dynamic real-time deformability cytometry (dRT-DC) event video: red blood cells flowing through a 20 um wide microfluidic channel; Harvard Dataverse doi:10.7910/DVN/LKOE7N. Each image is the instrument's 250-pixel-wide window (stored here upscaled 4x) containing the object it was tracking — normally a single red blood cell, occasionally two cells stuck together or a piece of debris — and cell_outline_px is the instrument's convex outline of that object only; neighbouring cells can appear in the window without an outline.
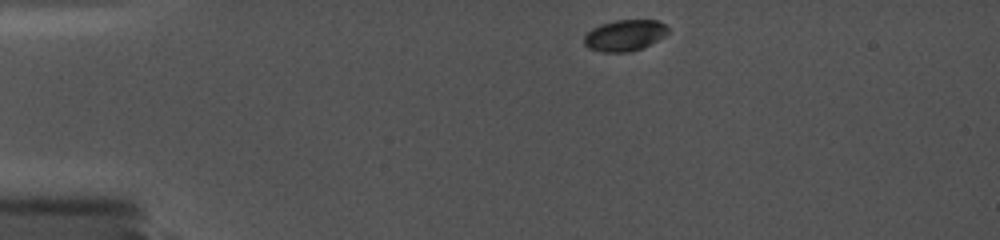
{"species": "common noctule bat (a hibernating species)", "species_latin": "Nyctalus noctula", "temperature_condition": "cold", "stored_images_in_passage": 37, "camera_frame_rate_fps": 5000, "um_per_image_px": 0.085, "animal": {"sex": "female", "body_mass_g": 19.0, "forearm_length_mm": 56.7}, "frame": {"image": 1, "passage_image": 1, "time_ms": 0.0, "image_size_px": [1000, 240], "cell_outline_px": [[668, 32], [656, 40], [640, 48], [628, 52], [604, 52], [592, 48], [584, 44], [584, 36], [592, 28], [600, 24], [616, 20], [656, 20], [664, 24], [668, 28]], "centroid_in_image_um": [53.07, 2.99], "position_along_channel_um": 31.9, "area_um2": 14.85}}
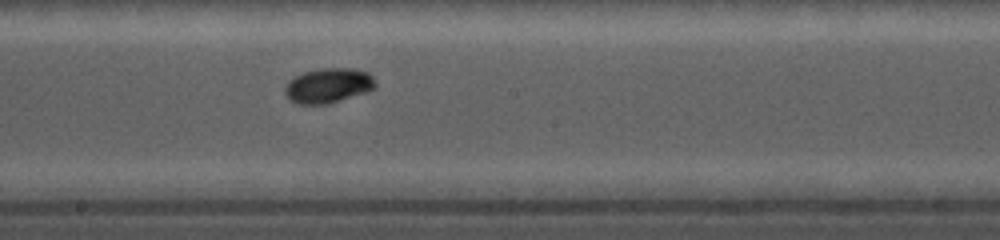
{"frame": {"image": 2, "passage_image": 22, "time_ms": 6.6, "image_size_px": [1000, 240], "cell_outline_px": [[376, 88], [368, 92], [328, 104], [296, 104], [288, 100], [284, 92], [284, 88], [288, 80], [304, 72], [320, 68], [352, 68], [368, 72], [372, 76], [376, 84]], "centroid_in_image_um": [27.89, 7.28], "position_along_channel_um": 220.3, "area_um2": 18.67}}
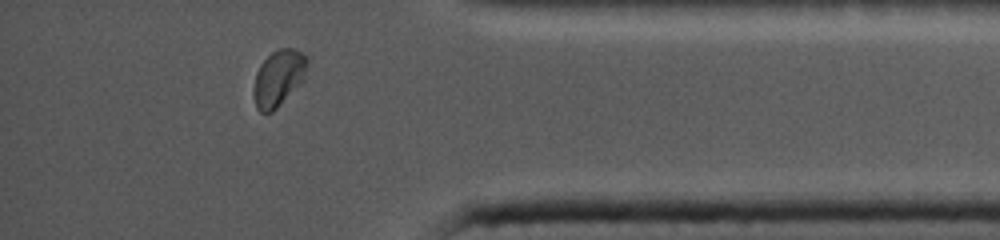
{"frame": {"image": 3, "passage_image": 34, "time_ms": 11.8, "image_size_px": [1000, 240], "cell_outline_px": [[308, 64], [304, 80], [272, 112], [260, 112], [256, 108], [252, 92], [256, 72], [260, 64], [272, 52], [280, 48], [292, 48], [308, 56]], "centroid_in_image_um": [23.67, 6.63], "position_along_channel_um": 411.5, "area_um2": 17.63}}